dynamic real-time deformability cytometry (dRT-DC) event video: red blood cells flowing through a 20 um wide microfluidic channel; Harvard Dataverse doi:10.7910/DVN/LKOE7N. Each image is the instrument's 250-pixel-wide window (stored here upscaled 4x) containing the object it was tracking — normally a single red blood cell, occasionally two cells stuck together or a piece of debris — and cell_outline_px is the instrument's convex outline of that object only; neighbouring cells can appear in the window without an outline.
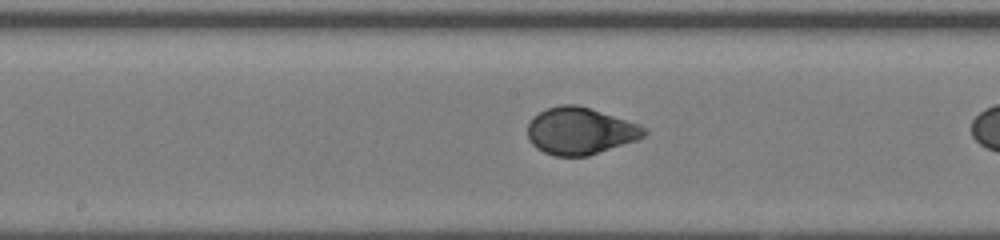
{"species": "human", "species_latin": "Homo sapiens", "temperature_condition": "room temperature", "stored_images_in_passage": 38, "camera_frame_rate_fps": 3000, "um_per_image_px": 0.085, "donor": {"sex": "female"}, "frame": {"image": 1, "passage_image": 25, "time_ms": 8.0, "image_size_px": [1000, 240], "cell_outline_px": [[648, 132], [644, 136], [636, 140], [588, 156], [556, 156], [544, 152], [536, 148], [528, 140], [528, 124], [532, 116], [548, 108], [560, 104], [576, 104], [640, 124]], "centroid_in_image_um": [49.29, 11.13], "position_along_channel_um": 198.9, "area_um2": 31.85}}
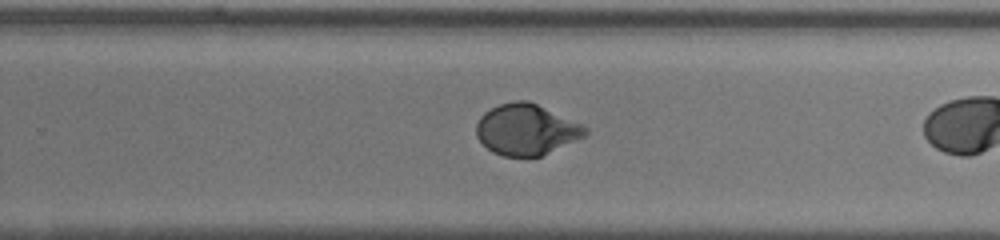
{"frame": {"image": 2, "passage_image": 31, "time_ms": 10.0, "image_size_px": [1000, 240], "cell_outline_px": [[588, 132], [584, 136], [540, 156], [504, 156], [492, 152], [476, 136], [476, 124], [480, 116], [484, 112], [500, 104], [516, 100], [528, 100], [584, 124], [588, 128]], "centroid_in_image_um": [44.73, 10.99], "position_along_channel_um": 285.1, "area_um2": 32.19}}
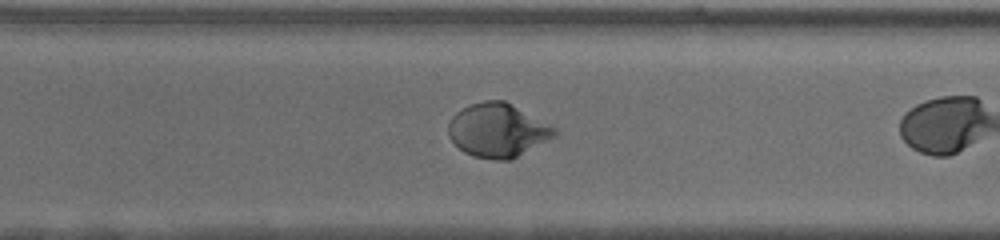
{"frame": {"image": 3, "passage_image": 34, "time_ms": 11.0, "image_size_px": [1000, 240], "cell_outline_px": [[560, 132], [556, 136], [512, 160], [492, 160], [472, 156], [464, 152], [448, 136], [448, 124], [452, 116], [456, 112], [472, 104], [484, 100], [504, 100], [552, 124]], "centroid_in_image_um": [42.35, 11.08], "position_along_channel_um": 328.3, "area_um2": 33.64}}